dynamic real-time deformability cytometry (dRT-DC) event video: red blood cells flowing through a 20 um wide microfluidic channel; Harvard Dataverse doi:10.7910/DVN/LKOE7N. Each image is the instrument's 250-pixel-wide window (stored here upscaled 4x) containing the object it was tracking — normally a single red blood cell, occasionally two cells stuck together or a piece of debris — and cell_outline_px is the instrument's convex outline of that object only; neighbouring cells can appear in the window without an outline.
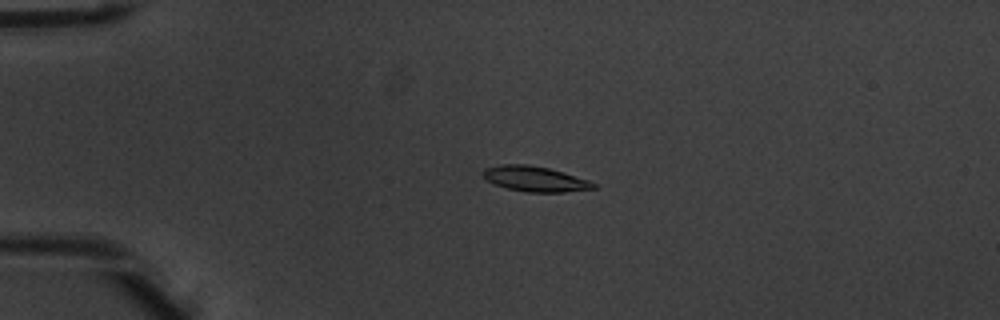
{"species": "common noctule bat (a hibernating species)", "species_latin": "Nyctalus noctula", "temperature_condition": "warm", "stored_images_in_passage": 4, "camera_frame_rate_fps": 3000, "um_per_image_px": 0.085, "animal": {"sex": "male", "body_mass_g": 20.1, "forearm_length_mm": 53.5}, "frame": {"image": 1, "passage_image": 3, "time_ms": 0.667, "image_size_px": [1000, 320], "cell_outline_px": [[596, 188], [564, 192], [528, 192], [508, 188], [484, 180], [480, 172], [484, 168], [500, 164], [528, 164], [548, 168], [564, 172], [588, 180], [596, 184]], "centroid_in_image_um": [45.42, 15.19], "position_along_channel_um": 39.6, "area_um2": 16.36}}